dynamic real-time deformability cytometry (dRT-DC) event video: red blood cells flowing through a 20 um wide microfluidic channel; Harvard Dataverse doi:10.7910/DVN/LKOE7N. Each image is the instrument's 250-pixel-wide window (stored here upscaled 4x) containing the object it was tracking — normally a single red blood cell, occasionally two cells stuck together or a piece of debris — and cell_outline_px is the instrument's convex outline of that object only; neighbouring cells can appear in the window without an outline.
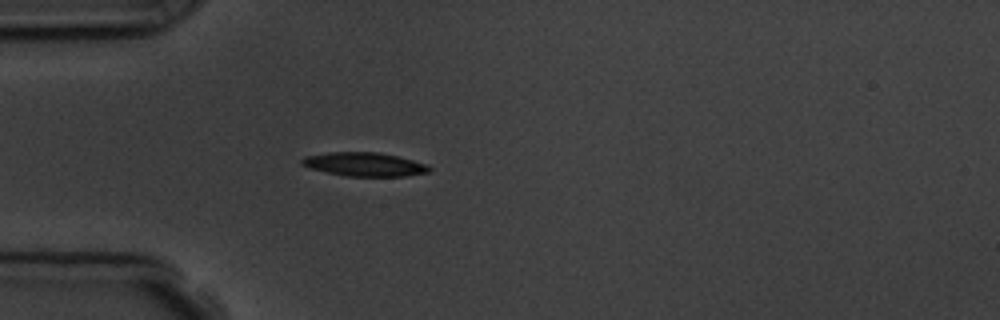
{"species": "common noctule bat (a hibernating species)", "species_latin": "Nyctalus noctula", "temperature_condition": "room temperature", "stored_images_in_passage": 1, "camera_frame_rate_fps": 3000, "um_per_image_px": 0.085, "animal": {"sex": "male", "body_mass_g": 19.5, "forearm_length_mm": 54.6}, "frame": {"image": 1, "passage_image": 1, "time_ms": 0.0, "image_size_px": [1000, 320], "cell_outline_px": [[432, 168], [428, 172], [404, 176], [348, 176], [308, 168], [300, 164], [300, 160], [304, 156], [328, 152], [380, 152], [428, 164]], "centroid_in_image_um": [30.95, 13.96], "position_along_channel_um": 54.1, "area_um2": 17.63}}